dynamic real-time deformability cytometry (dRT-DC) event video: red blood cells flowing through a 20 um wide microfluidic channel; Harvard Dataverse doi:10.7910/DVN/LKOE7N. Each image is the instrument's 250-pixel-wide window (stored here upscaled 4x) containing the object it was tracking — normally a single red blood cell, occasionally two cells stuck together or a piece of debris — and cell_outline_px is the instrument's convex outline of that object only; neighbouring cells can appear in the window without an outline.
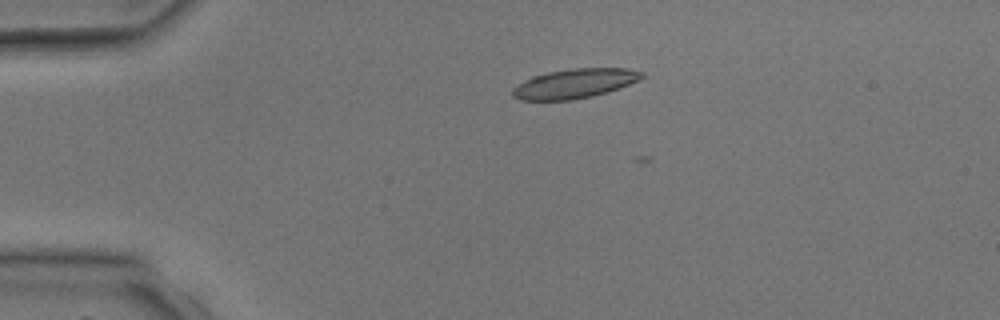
{"species": "common noctule bat (a hibernating species)", "species_latin": "Nyctalus noctula", "temperature_condition": "room temperature", "stored_images_in_passage": 1, "camera_frame_rate_fps": 3000, "um_per_image_px": 0.085, "animal": {"sex": "male", "body_mass_g": 17.9, "forearm_length_mm": 54.2}, "frame": {"image": 1, "passage_image": 1, "time_ms": 0.0, "image_size_px": [1000, 320], "cell_outline_px": [[644, 76], [620, 88], [592, 96], [568, 100], [520, 100], [512, 96], [512, 88], [524, 80], [532, 76], [548, 72], [572, 68], [628, 68], [644, 72]], "centroid_in_image_um": [48.81, 7.09], "position_along_channel_um": 36.2, "area_um2": 22.08}}